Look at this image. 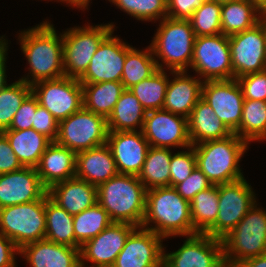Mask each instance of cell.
I'll return each mask as SVG.
<instances>
[{
  "label": "cell",
  "instance_id": "38",
  "mask_svg": "<svg viewBox=\"0 0 266 267\" xmlns=\"http://www.w3.org/2000/svg\"><path fill=\"white\" fill-rule=\"evenodd\" d=\"M158 69L149 78L144 79L130 88L132 93L140 101L146 112L163 109L169 78Z\"/></svg>",
  "mask_w": 266,
  "mask_h": 267
},
{
  "label": "cell",
  "instance_id": "54",
  "mask_svg": "<svg viewBox=\"0 0 266 267\" xmlns=\"http://www.w3.org/2000/svg\"><path fill=\"white\" fill-rule=\"evenodd\" d=\"M212 1H216L218 3H226V2H231V1H238V0H212Z\"/></svg>",
  "mask_w": 266,
  "mask_h": 267
},
{
  "label": "cell",
  "instance_id": "24",
  "mask_svg": "<svg viewBox=\"0 0 266 267\" xmlns=\"http://www.w3.org/2000/svg\"><path fill=\"white\" fill-rule=\"evenodd\" d=\"M48 195L74 216L97 203V186L73 177L51 186L48 189Z\"/></svg>",
  "mask_w": 266,
  "mask_h": 267
},
{
  "label": "cell",
  "instance_id": "14",
  "mask_svg": "<svg viewBox=\"0 0 266 267\" xmlns=\"http://www.w3.org/2000/svg\"><path fill=\"white\" fill-rule=\"evenodd\" d=\"M186 238L177 251L163 253V267H226L221 239L205 233Z\"/></svg>",
  "mask_w": 266,
  "mask_h": 267
},
{
  "label": "cell",
  "instance_id": "40",
  "mask_svg": "<svg viewBox=\"0 0 266 267\" xmlns=\"http://www.w3.org/2000/svg\"><path fill=\"white\" fill-rule=\"evenodd\" d=\"M189 20L196 37L221 34V3L203 2Z\"/></svg>",
  "mask_w": 266,
  "mask_h": 267
},
{
  "label": "cell",
  "instance_id": "35",
  "mask_svg": "<svg viewBox=\"0 0 266 267\" xmlns=\"http://www.w3.org/2000/svg\"><path fill=\"white\" fill-rule=\"evenodd\" d=\"M112 223L109 214L98 202L74 215L75 248H80Z\"/></svg>",
  "mask_w": 266,
  "mask_h": 267
},
{
  "label": "cell",
  "instance_id": "20",
  "mask_svg": "<svg viewBox=\"0 0 266 267\" xmlns=\"http://www.w3.org/2000/svg\"><path fill=\"white\" fill-rule=\"evenodd\" d=\"M106 144L112 152L118 174L138 176L150 148L142 131L108 132Z\"/></svg>",
  "mask_w": 266,
  "mask_h": 267
},
{
  "label": "cell",
  "instance_id": "45",
  "mask_svg": "<svg viewBox=\"0 0 266 267\" xmlns=\"http://www.w3.org/2000/svg\"><path fill=\"white\" fill-rule=\"evenodd\" d=\"M38 106L37 98L31 93L15 113L8 130H26L32 128Z\"/></svg>",
  "mask_w": 266,
  "mask_h": 267
},
{
  "label": "cell",
  "instance_id": "53",
  "mask_svg": "<svg viewBox=\"0 0 266 267\" xmlns=\"http://www.w3.org/2000/svg\"><path fill=\"white\" fill-rule=\"evenodd\" d=\"M256 6L263 14L266 13V0H247Z\"/></svg>",
  "mask_w": 266,
  "mask_h": 267
},
{
  "label": "cell",
  "instance_id": "30",
  "mask_svg": "<svg viewBox=\"0 0 266 267\" xmlns=\"http://www.w3.org/2000/svg\"><path fill=\"white\" fill-rule=\"evenodd\" d=\"M83 107L108 119L125 90L121 82L81 83Z\"/></svg>",
  "mask_w": 266,
  "mask_h": 267
},
{
  "label": "cell",
  "instance_id": "15",
  "mask_svg": "<svg viewBox=\"0 0 266 267\" xmlns=\"http://www.w3.org/2000/svg\"><path fill=\"white\" fill-rule=\"evenodd\" d=\"M201 98L232 133L239 128L244 97L236 79L203 81Z\"/></svg>",
  "mask_w": 266,
  "mask_h": 267
},
{
  "label": "cell",
  "instance_id": "1",
  "mask_svg": "<svg viewBox=\"0 0 266 267\" xmlns=\"http://www.w3.org/2000/svg\"><path fill=\"white\" fill-rule=\"evenodd\" d=\"M21 49L30 69L27 77H22L30 86L44 80L65 76L63 68V38L58 36L53 24L43 22L21 32L18 37ZM32 78V79H31Z\"/></svg>",
  "mask_w": 266,
  "mask_h": 267
},
{
  "label": "cell",
  "instance_id": "43",
  "mask_svg": "<svg viewBox=\"0 0 266 267\" xmlns=\"http://www.w3.org/2000/svg\"><path fill=\"white\" fill-rule=\"evenodd\" d=\"M244 99L266 101V69L236 79Z\"/></svg>",
  "mask_w": 266,
  "mask_h": 267
},
{
  "label": "cell",
  "instance_id": "4",
  "mask_svg": "<svg viewBox=\"0 0 266 267\" xmlns=\"http://www.w3.org/2000/svg\"><path fill=\"white\" fill-rule=\"evenodd\" d=\"M248 144L233 133L224 139L193 145L196 166L213 185L240 180L244 176L238 163L247 150Z\"/></svg>",
  "mask_w": 266,
  "mask_h": 267
},
{
  "label": "cell",
  "instance_id": "47",
  "mask_svg": "<svg viewBox=\"0 0 266 267\" xmlns=\"http://www.w3.org/2000/svg\"><path fill=\"white\" fill-rule=\"evenodd\" d=\"M208 0H167V17L189 20L194 11Z\"/></svg>",
  "mask_w": 266,
  "mask_h": 267
},
{
  "label": "cell",
  "instance_id": "49",
  "mask_svg": "<svg viewBox=\"0 0 266 267\" xmlns=\"http://www.w3.org/2000/svg\"><path fill=\"white\" fill-rule=\"evenodd\" d=\"M15 254H20V249L12 240L0 234V267H16Z\"/></svg>",
  "mask_w": 266,
  "mask_h": 267
},
{
  "label": "cell",
  "instance_id": "16",
  "mask_svg": "<svg viewBox=\"0 0 266 267\" xmlns=\"http://www.w3.org/2000/svg\"><path fill=\"white\" fill-rule=\"evenodd\" d=\"M113 32L99 44L88 68L78 79L80 83L121 82L126 54L132 46L113 37Z\"/></svg>",
  "mask_w": 266,
  "mask_h": 267
},
{
  "label": "cell",
  "instance_id": "39",
  "mask_svg": "<svg viewBox=\"0 0 266 267\" xmlns=\"http://www.w3.org/2000/svg\"><path fill=\"white\" fill-rule=\"evenodd\" d=\"M31 93V86L21 79L0 90V132L9 129L15 113Z\"/></svg>",
  "mask_w": 266,
  "mask_h": 267
},
{
  "label": "cell",
  "instance_id": "37",
  "mask_svg": "<svg viewBox=\"0 0 266 267\" xmlns=\"http://www.w3.org/2000/svg\"><path fill=\"white\" fill-rule=\"evenodd\" d=\"M246 142L266 139V101L244 99L239 128L234 132Z\"/></svg>",
  "mask_w": 266,
  "mask_h": 267
},
{
  "label": "cell",
  "instance_id": "19",
  "mask_svg": "<svg viewBox=\"0 0 266 267\" xmlns=\"http://www.w3.org/2000/svg\"><path fill=\"white\" fill-rule=\"evenodd\" d=\"M163 237L137 227L127 238L112 267H163Z\"/></svg>",
  "mask_w": 266,
  "mask_h": 267
},
{
  "label": "cell",
  "instance_id": "22",
  "mask_svg": "<svg viewBox=\"0 0 266 267\" xmlns=\"http://www.w3.org/2000/svg\"><path fill=\"white\" fill-rule=\"evenodd\" d=\"M20 254L31 267H81L80 248L46 239L24 245L20 249Z\"/></svg>",
  "mask_w": 266,
  "mask_h": 267
},
{
  "label": "cell",
  "instance_id": "2",
  "mask_svg": "<svg viewBox=\"0 0 266 267\" xmlns=\"http://www.w3.org/2000/svg\"><path fill=\"white\" fill-rule=\"evenodd\" d=\"M155 226L149 227L150 223ZM141 227L168 238L190 236L198 232L193 228L190 202L185 200L172 186L147 190L145 216Z\"/></svg>",
  "mask_w": 266,
  "mask_h": 267
},
{
  "label": "cell",
  "instance_id": "31",
  "mask_svg": "<svg viewBox=\"0 0 266 267\" xmlns=\"http://www.w3.org/2000/svg\"><path fill=\"white\" fill-rule=\"evenodd\" d=\"M262 16L263 13L247 0L222 3V34L229 37L250 29L261 21Z\"/></svg>",
  "mask_w": 266,
  "mask_h": 267
},
{
  "label": "cell",
  "instance_id": "9",
  "mask_svg": "<svg viewBox=\"0 0 266 267\" xmlns=\"http://www.w3.org/2000/svg\"><path fill=\"white\" fill-rule=\"evenodd\" d=\"M107 119L82 107L59 122L55 141L76 154L107 143Z\"/></svg>",
  "mask_w": 266,
  "mask_h": 267
},
{
  "label": "cell",
  "instance_id": "41",
  "mask_svg": "<svg viewBox=\"0 0 266 267\" xmlns=\"http://www.w3.org/2000/svg\"><path fill=\"white\" fill-rule=\"evenodd\" d=\"M118 8L141 21L167 17V0H109Z\"/></svg>",
  "mask_w": 266,
  "mask_h": 267
},
{
  "label": "cell",
  "instance_id": "34",
  "mask_svg": "<svg viewBox=\"0 0 266 267\" xmlns=\"http://www.w3.org/2000/svg\"><path fill=\"white\" fill-rule=\"evenodd\" d=\"M172 151L169 148L150 146L138 179L147 190L170 186V162Z\"/></svg>",
  "mask_w": 266,
  "mask_h": 267
},
{
  "label": "cell",
  "instance_id": "8",
  "mask_svg": "<svg viewBox=\"0 0 266 267\" xmlns=\"http://www.w3.org/2000/svg\"><path fill=\"white\" fill-rule=\"evenodd\" d=\"M112 23L69 28L62 33L65 76L79 79L88 68L102 40L115 28Z\"/></svg>",
  "mask_w": 266,
  "mask_h": 267
},
{
  "label": "cell",
  "instance_id": "10",
  "mask_svg": "<svg viewBox=\"0 0 266 267\" xmlns=\"http://www.w3.org/2000/svg\"><path fill=\"white\" fill-rule=\"evenodd\" d=\"M252 190L245 177L219 184L218 215L205 234L221 240L229 234L256 203Z\"/></svg>",
  "mask_w": 266,
  "mask_h": 267
},
{
  "label": "cell",
  "instance_id": "44",
  "mask_svg": "<svg viewBox=\"0 0 266 267\" xmlns=\"http://www.w3.org/2000/svg\"><path fill=\"white\" fill-rule=\"evenodd\" d=\"M212 185L205 174L196 166L191 175L176 184L174 188L185 200L191 202L197 193L208 189Z\"/></svg>",
  "mask_w": 266,
  "mask_h": 267
},
{
  "label": "cell",
  "instance_id": "33",
  "mask_svg": "<svg viewBox=\"0 0 266 267\" xmlns=\"http://www.w3.org/2000/svg\"><path fill=\"white\" fill-rule=\"evenodd\" d=\"M154 57L153 50L149 45L143 50L131 48L127 54L123 66L121 83L125 89H130L140 81L149 78L158 69L164 70L162 63Z\"/></svg>",
  "mask_w": 266,
  "mask_h": 267
},
{
  "label": "cell",
  "instance_id": "27",
  "mask_svg": "<svg viewBox=\"0 0 266 267\" xmlns=\"http://www.w3.org/2000/svg\"><path fill=\"white\" fill-rule=\"evenodd\" d=\"M188 133L192 145L224 139L233 134L202 98L196 103L188 118Z\"/></svg>",
  "mask_w": 266,
  "mask_h": 267
},
{
  "label": "cell",
  "instance_id": "5",
  "mask_svg": "<svg viewBox=\"0 0 266 267\" xmlns=\"http://www.w3.org/2000/svg\"><path fill=\"white\" fill-rule=\"evenodd\" d=\"M150 44L154 56L172 72L187 71L190 67L195 34L190 20L165 17Z\"/></svg>",
  "mask_w": 266,
  "mask_h": 267
},
{
  "label": "cell",
  "instance_id": "18",
  "mask_svg": "<svg viewBox=\"0 0 266 267\" xmlns=\"http://www.w3.org/2000/svg\"><path fill=\"white\" fill-rule=\"evenodd\" d=\"M136 228L132 224L113 222L80 247V266L85 267L84 262L90 261L93 264L90 267H112L128 236Z\"/></svg>",
  "mask_w": 266,
  "mask_h": 267
},
{
  "label": "cell",
  "instance_id": "50",
  "mask_svg": "<svg viewBox=\"0 0 266 267\" xmlns=\"http://www.w3.org/2000/svg\"><path fill=\"white\" fill-rule=\"evenodd\" d=\"M4 36L0 37V90H2L6 85H7V81H6V55H7V44L8 41H6V39L3 38Z\"/></svg>",
  "mask_w": 266,
  "mask_h": 267
},
{
  "label": "cell",
  "instance_id": "51",
  "mask_svg": "<svg viewBox=\"0 0 266 267\" xmlns=\"http://www.w3.org/2000/svg\"><path fill=\"white\" fill-rule=\"evenodd\" d=\"M237 267H266V253L240 263Z\"/></svg>",
  "mask_w": 266,
  "mask_h": 267
},
{
  "label": "cell",
  "instance_id": "11",
  "mask_svg": "<svg viewBox=\"0 0 266 267\" xmlns=\"http://www.w3.org/2000/svg\"><path fill=\"white\" fill-rule=\"evenodd\" d=\"M190 67L202 81L233 79L229 37L222 33L196 37Z\"/></svg>",
  "mask_w": 266,
  "mask_h": 267
},
{
  "label": "cell",
  "instance_id": "28",
  "mask_svg": "<svg viewBox=\"0 0 266 267\" xmlns=\"http://www.w3.org/2000/svg\"><path fill=\"white\" fill-rule=\"evenodd\" d=\"M23 167H36L41 156L52 143L45 135L33 128L26 130H5L2 132Z\"/></svg>",
  "mask_w": 266,
  "mask_h": 267
},
{
  "label": "cell",
  "instance_id": "55",
  "mask_svg": "<svg viewBox=\"0 0 266 267\" xmlns=\"http://www.w3.org/2000/svg\"><path fill=\"white\" fill-rule=\"evenodd\" d=\"M265 32H266V13H265Z\"/></svg>",
  "mask_w": 266,
  "mask_h": 267
},
{
  "label": "cell",
  "instance_id": "52",
  "mask_svg": "<svg viewBox=\"0 0 266 267\" xmlns=\"http://www.w3.org/2000/svg\"><path fill=\"white\" fill-rule=\"evenodd\" d=\"M60 2H65L68 5H73L74 7L76 6L77 8L80 9H86L88 7L90 0H58Z\"/></svg>",
  "mask_w": 266,
  "mask_h": 267
},
{
  "label": "cell",
  "instance_id": "29",
  "mask_svg": "<svg viewBox=\"0 0 266 267\" xmlns=\"http://www.w3.org/2000/svg\"><path fill=\"white\" fill-rule=\"evenodd\" d=\"M146 113L132 91L125 89L107 119L108 131H142Z\"/></svg>",
  "mask_w": 266,
  "mask_h": 267
},
{
  "label": "cell",
  "instance_id": "36",
  "mask_svg": "<svg viewBox=\"0 0 266 267\" xmlns=\"http://www.w3.org/2000/svg\"><path fill=\"white\" fill-rule=\"evenodd\" d=\"M219 184L197 193L190 202L193 228L205 233L216 221L218 215Z\"/></svg>",
  "mask_w": 266,
  "mask_h": 267
},
{
  "label": "cell",
  "instance_id": "46",
  "mask_svg": "<svg viewBox=\"0 0 266 267\" xmlns=\"http://www.w3.org/2000/svg\"><path fill=\"white\" fill-rule=\"evenodd\" d=\"M58 127L59 123L54 116L46 108L39 105L35 112L32 128L55 142L58 137Z\"/></svg>",
  "mask_w": 266,
  "mask_h": 267
},
{
  "label": "cell",
  "instance_id": "48",
  "mask_svg": "<svg viewBox=\"0 0 266 267\" xmlns=\"http://www.w3.org/2000/svg\"><path fill=\"white\" fill-rule=\"evenodd\" d=\"M22 167L8 139L0 132V174L17 171Z\"/></svg>",
  "mask_w": 266,
  "mask_h": 267
},
{
  "label": "cell",
  "instance_id": "13",
  "mask_svg": "<svg viewBox=\"0 0 266 267\" xmlns=\"http://www.w3.org/2000/svg\"><path fill=\"white\" fill-rule=\"evenodd\" d=\"M40 106L58 121L68 118L83 107L82 84L76 78L63 76L31 85Z\"/></svg>",
  "mask_w": 266,
  "mask_h": 267
},
{
  "label": "cell",
  "instance_id": "25",
  "mask_svg": "<svg viewBox=\"0 0 266 267\" xmlns=\"http://www.w3.org/2000/svg\"><path fill=\"white\" fill-rule=\"evenodd\" d=\"M76 153L52 142L35 167L43 185L49 189L58 182L75 177Z\"/></svg>",
  "mask_w": 266,
  "mask_h": 267
},
{
  "label": "cell",
  "instance_id": "3",
  "mask_svg": "<svg viewBox=\"0 0 266 267\" xmlns=\"http://www.w3.org/2000/svg\"><path fill=\"white\" fill-rule=\"evenodd\" d=\"M147 189L137 175L117 174L97 186V202L111 220L141 227L145 216Z\"/></svg>",
  "mask_w": 266,
  "mask_h": 267
},
{
  "label": "cell",
  "instance_id": "32",
  "mask_svg": "<svg viewBox=\"0 0 266 267\" xmlns=\"http://www.w3.org/2000/svg\"><path fill=\"white\" fill-rule=\"evenodd\" d=\"M46 232L45 239L75 248L73 215L45 195Z\"/></svg>",
  "mask_w": 266,
  "mask_h": 267
},
{
  "label": "cell",
  "instance_id": "6",
  "mask_svg": "<svg viewBox=\"0 0 266 267\" xmlns=\"http://www.w3.org/2000/svg\"><path fill=\"white\" fill-rule=\"evenodd\" d=\"M226 267H237L247 259L266 253V211L255 203L223 239Z\"/></svg>",
  "mask_w": 266,
  "mask_h": 267
},
{
  "label": "cell",
  "instance_id": "26",
  "mask_svg": "<svg viewBox=\"0 0 266 267\" xmlns=\"http://www.w3.org/2000/svg\"><path fill=\"white\" fill-rule=\"evenodd\" d=\"M118 174L107 144L77 153L75 177L98 186Z\"/></svg>",
  "mask_w": 266,
  "mask_h": 267
},
{
  "label": "cell",
  "instance_id": "12",
  "mask_svg": "<svg viewBox=\"0 0 266 267\" xmlns=\"http://www.w3.org/2000/svg\"><path fill=\"white\" fill-rule=\"evenodd\" d=\"M233 78L266 69L265 13L259 23L229 36Z\"/></svg>",
  "mask_w": 266,
  "mask_h": 267
},
{
  "label": "cell",
  "instance_id": "42",
  "mask_svg": "<svg viewBox=\"0 0 266 267\" xmlns=\"http://www.w3.org/2000/svg\"><path fill=\"white\" fill-rule=\"evenodd\" d=\"M188 151L172 154L170 162V186L184 181L191 175L196 167V156L193 145L187 147Z\"/></svg>",
  "mask_w": 266,
  "mask_h": 267
},
{
  "label": "cell",
  "instance_id": "23",
  "mask_svg": "<svg viewBox=\"0 0 266 267\" xmlns=\"http://www.w3.org/2000/svg\"><path fill=\"white\" fill-rule=\"evenodd\" d=\"M171 74L175 77L169 80L163 109L188 119L202 97L203 81L199 77H190L187 71H171Z\"/></svg>",
  "mask_w": 266,
  "mask_h": 267
},
{
  "label": "cell",
  "instance_id": "7",
  "mask_svg": "<svg viewBox=\"0 0 266 267\" xmlns=\"http://www.w3.org/2000/svg\"><path fill=\"white\" fill-rule=\"evenodd\" d=\"M45 196L28 203L0 208V234L21 249L24 245L45 239Z\"/></svg>",
  "mask_w": 266,
  "mask_h": 267
},
{
  "label": "cell",
  "instance_id": "17",
  "mask_svg": "<svg viewBox=\"0 0 266 267\" xmlns=\"http://www.w3.org/2000/svg\"><path fill=\"white\" fill-rule=\"evenodd\" d=\"M142 133L149 146L170 148L191 146L188 119L164 109L146 113Z\"/></svg>",
  "mask_w": 266,
  "mask_h": 267
},
{
  "label": "cell",
  "instance_id": "21",
  "mask_svg": "<svg viewBox=\"0 0 266 267\" xmlns=\"http://www.w3.org/2000/svg\"><path fill=\"white\" fill-rule=\"evenodd\" d=\"M47 193L34 167L0 174V208L36 201Z\"/></svg>",
  "mask_w": 266,
  "mask_h": 267
}]
</instances>
